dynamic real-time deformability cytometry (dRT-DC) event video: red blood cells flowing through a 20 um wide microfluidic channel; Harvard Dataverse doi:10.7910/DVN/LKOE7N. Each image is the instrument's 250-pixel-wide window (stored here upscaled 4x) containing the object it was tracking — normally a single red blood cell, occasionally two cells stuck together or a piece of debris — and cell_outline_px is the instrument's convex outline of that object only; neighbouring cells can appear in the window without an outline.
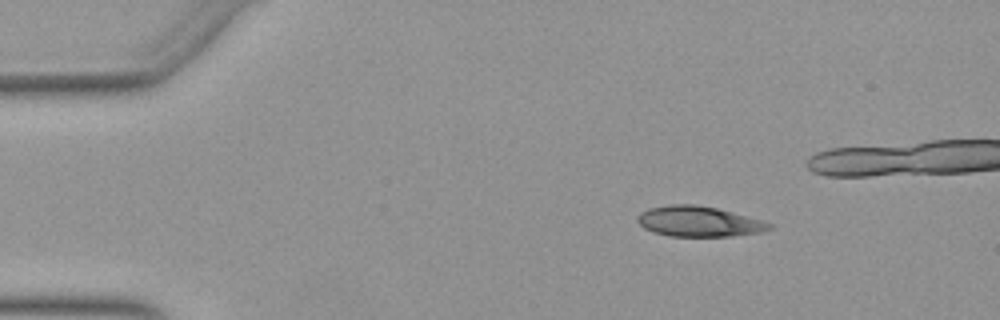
{"species": "Egyptian fruit bat (a non-hibernating species)", "species_latin": "Rousettus aegyptiacus", "temperature_condition": "warm", "stored_images_in_passage": 41, "camera_frame_rate_fps": 3000, "um_per_image_px": 0.085, "animal": {"sex": "female"}, "frame": {"image": 1, "passage_image": 6, "time_ms": 1.667, "image_size_px": [1000, 320], "cell_outline_px": [[772, 228], [760, 232], [732, 236], [668, 236], [652, 232], [644, 228], [636, 220], [636, 216], [640, 212], [648, 208], [672, 204], [696, 204], [716, 208], [732, 212], [760, 220], [772, 224]], "centroid_in_image_um": [59.33, 18.82], "position_along_channel_um": 25.7, "area_um2": 23.29}}
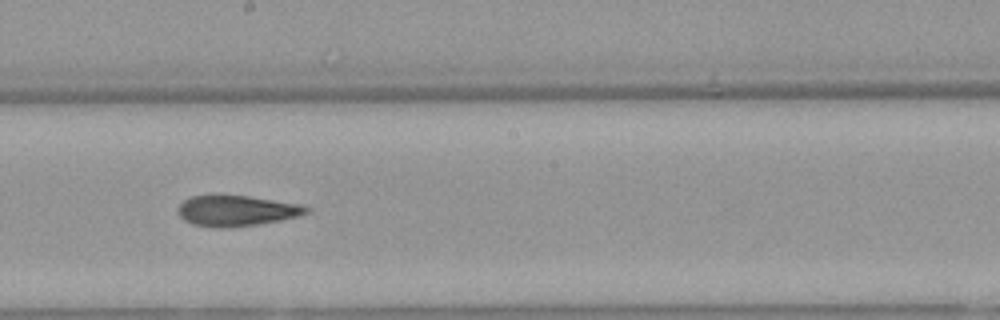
{"frame": {"image": 2, "passage_image": 27, "time_ms": 8.667, "image_size_px": [1000, 320], "cell_outline_px": [[312, 208], [308, 212], [300, 216], [260, 224], [224, 228], [212, 228], [192, 224], [184, 220], [180, 216], [176, 208], [184, 200], [192, 196], [248, 196], [300, 204]], "centroid_in_image_um": [20.11, 17.93], "position_along_channel_um": 228.1, "area_um2": 22.95}}
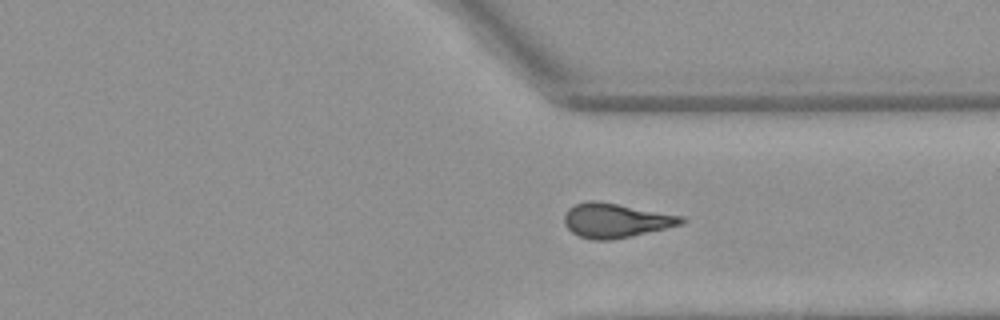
{"frame": {"image": 3, "passage_image": 37, "time_ms": 12.0, "image_size_px": [1000, 320], "cell_outline_px": [[688, 220], [680, 224], [668, 228], [608, 240], [596, 240], [580, 236], [572, 232], [564, 224], [564, 216], [568, 208], [576, 204], [588, 200], [596, 200], [684, 216]], "centroid_in_image_um": [52.34, 18.72], "position_along_channel_um": 359.1, "area_um2": 23.24}}